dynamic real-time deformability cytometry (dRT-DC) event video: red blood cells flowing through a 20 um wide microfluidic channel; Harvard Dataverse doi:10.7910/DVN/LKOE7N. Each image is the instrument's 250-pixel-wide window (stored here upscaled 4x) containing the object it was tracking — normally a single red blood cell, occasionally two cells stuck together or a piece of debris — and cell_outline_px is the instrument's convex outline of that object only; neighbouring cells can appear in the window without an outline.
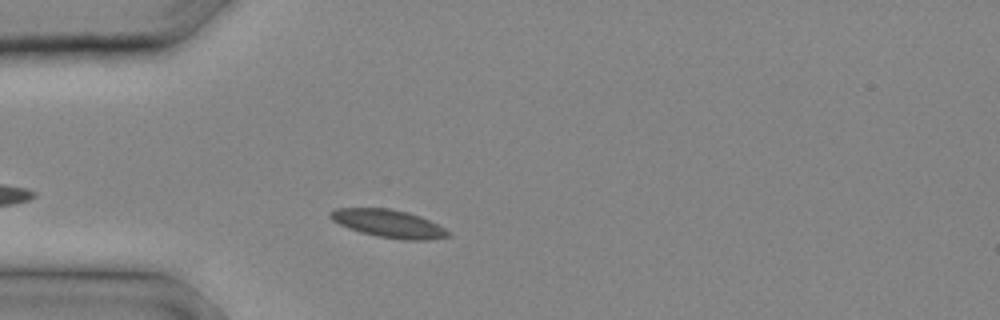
{"species": "common noctule bat (a hibernating species)", "species_latin": "Nyctalus noctula", "temperature_condition": "cold", "stored_images_in_passage": 11, "camera_frame_rate_fps": 3000, "um_per_image_px": 0.085, "animal": {"sex": "male", "body_mass_g": 20.4}, "frame": {"image": 1, "passage_image": 4, "time_ms": 1.0, "image_size_px": [1000, 320], "cell_outline_px": [[452, 236], [432, 240], [404, 240], [376, 236], [360, 232], [348, 228], [332, 220], [328, 216], [328, 212], [336, 208], [388, 208], [408, 212], [420, 216], [452, 232]], "centroid_in_image_um": [33.04, 19.01], "position_along_channel_um": 52.0, "area_um2": 19.31}}
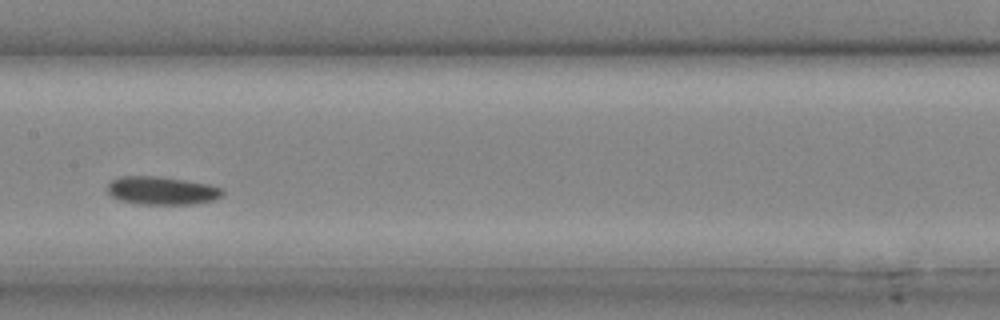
{"frame": {"image": 2, "passage_image": 10, "time_ms": 3.0, "image_size_px": [1000, 320], "cell_outline_px": [[224, 196], [216, 200], [192, 204], [136, 204], [120, 200], [112, 196], [108, 192], [108, 184], [112, 180], [120, 176], [156, 176], [184, 180], [208, 184], [220, 188], [224, 192]], "centroid_in_image_um": [13.77, 16.21], "position_along_channel_um": 193.6, "area_um2": 18.9}}